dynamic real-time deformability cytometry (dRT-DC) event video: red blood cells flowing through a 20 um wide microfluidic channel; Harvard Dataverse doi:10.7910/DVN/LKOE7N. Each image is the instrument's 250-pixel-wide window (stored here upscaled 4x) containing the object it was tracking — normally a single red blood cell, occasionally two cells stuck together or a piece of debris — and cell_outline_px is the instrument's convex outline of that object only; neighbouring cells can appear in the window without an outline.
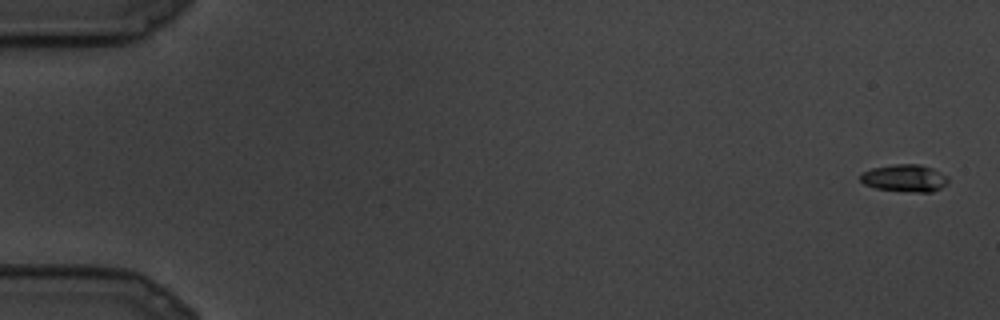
{"species": "common noctule bat (a hibernating species)", "species_latin": "Nyctalus noctula", "temperature_condition": "cold", "stored_images_in_passage": 8, "camera_frame_rate_fps": 3000, "um_per_image_px": 0.085, "animal": {"sex": "male", "body_mass_g": 19.5, "forearm_length_mm": 54.6}, "frame": {"image": 1, "passage_image": 1, "time_ms": 0.0, "image_size_px": [1000, 320], "cell_outline_px": [[948, 184], [932, 192], [916, 192], [876, 188], [864, 184], [860, 180], [860, 172], [872, 168], [896, 164], [920, 164], [932, 168], [948, 176]], "centroid_in_image_um": [76.9, 15.13], "position_along_channel_um": 8.1, "area_um2": 13.99}}